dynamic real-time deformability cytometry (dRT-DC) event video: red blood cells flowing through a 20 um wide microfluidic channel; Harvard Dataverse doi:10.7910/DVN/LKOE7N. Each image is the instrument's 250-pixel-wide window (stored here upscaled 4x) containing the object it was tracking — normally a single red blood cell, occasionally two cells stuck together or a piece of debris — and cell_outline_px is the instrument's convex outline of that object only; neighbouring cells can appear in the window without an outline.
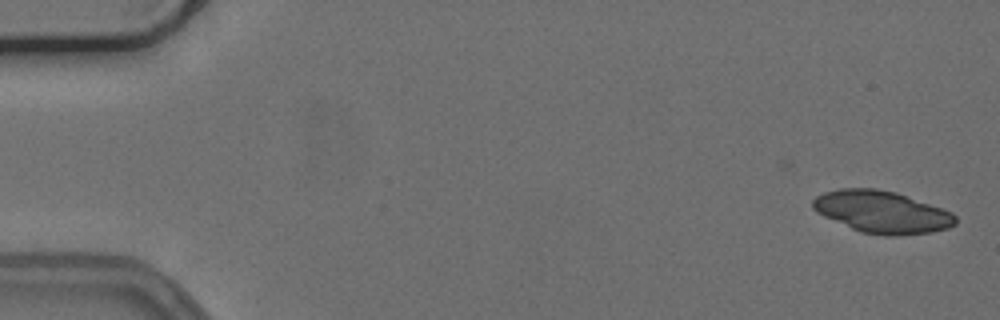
{"species": "common noctule bat (a hibernating species)", "species_latin": "Nyctalus noctula", "temperature_condition": "cold", "stored_images_in_passage": 53, "camera_frame_rate_fps": 3000, "um_per_image_px": 0.085, "animal": {"sex": "female", "body_mass_g": 24.6, "forearm_length_mm": 56.2}, "frame": {"image": 1, "passage_image": 1, "time_ms": 0.0, "image_size_px": [1000, 320], "cell_outline_px": [[956, 224], [948, 228], [932, 232], [892, 236], [888, 236], [860, 232], [824, 216], [816, 212], [812, 208], [812, 200], [816, 196], [824, 192], [840, 188], [876, 188], [896, 192], [952, 212], [956, 216]], "centroid_in_image_um": [74.95, 18.01], "position_along_channel_um": 10.1, "area_um2": 34.97}}